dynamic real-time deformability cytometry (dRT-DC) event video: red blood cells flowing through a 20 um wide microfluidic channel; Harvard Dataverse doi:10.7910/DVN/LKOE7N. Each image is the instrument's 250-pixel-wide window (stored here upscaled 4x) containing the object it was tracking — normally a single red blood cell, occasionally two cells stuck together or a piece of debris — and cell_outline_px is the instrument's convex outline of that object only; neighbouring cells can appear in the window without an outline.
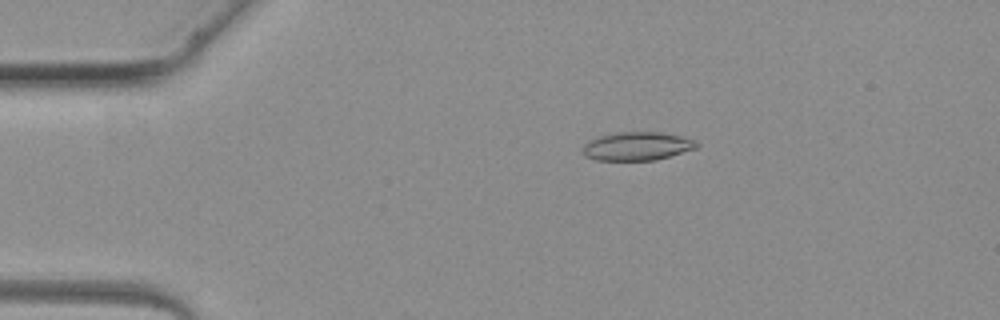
{"species": "common noctule bat (a hibernating species)", "species_latin": "Nyctalus noctula", "temperature_condition": "warm", "stored_images_in_passage": 3, "camera_frame_rate_fps": 3000, "um_per_image_px": 0.085, "animal": {"sex": "female", "body_mass_g": 19.3, "forearm_length_mm": 54.1}, "frame": {"image": 1, "passage_image": 2, "time_ms": 2.0, "image_size_px": [1000, 320], "cell_outline_px": [[700, 144], [696, 148], [656, 160], [596, 160], [584, 156], [584, 144], [588, 140], [600, 136], [616, 132], [660, 132], [684, 136], [696, 140]], "centroid_in_image_um": [54.18, 12.42], "position_along_channel_um": 30.8, "area_um2": 18.96}}